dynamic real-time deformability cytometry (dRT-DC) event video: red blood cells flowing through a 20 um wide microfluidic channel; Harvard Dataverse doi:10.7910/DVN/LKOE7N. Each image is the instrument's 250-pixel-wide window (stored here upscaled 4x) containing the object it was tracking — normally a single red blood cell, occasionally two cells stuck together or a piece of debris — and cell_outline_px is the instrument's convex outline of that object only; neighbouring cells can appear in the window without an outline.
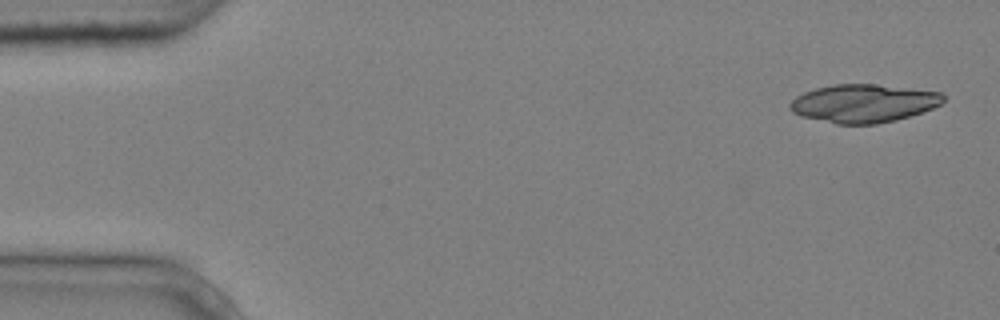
{"species": "common noctule bat (a hibernating species)", "species_latin": "Nyctalus noctula", "temperature_condition": "cold", "stored_images_in_passage": 10, "camera_frame_rate_fps": 3000, "um_per_image_px": 0.085, "animal": {"sex": "male", "body_mass_g": 20.4}, "frame": {"image": 1, "passage_image": 1, "time_ms": 0.0, "image_size_px": [1000, 320], "cell_outline_px": [[944, 100], [940, 104], [932, 108], [896, 120], [876, 124], [836, 124], [800, 116], [792, 112], [788, 108], [788, 104], [796, 96], [804, 92], [816, 88], [832, 84], [876, 84], [940, 92], [944, 96]], "centroid_in_image_um": [73.34, 8.78], "position_along_channel_um": 11.7, "area_um2": 34.1}}
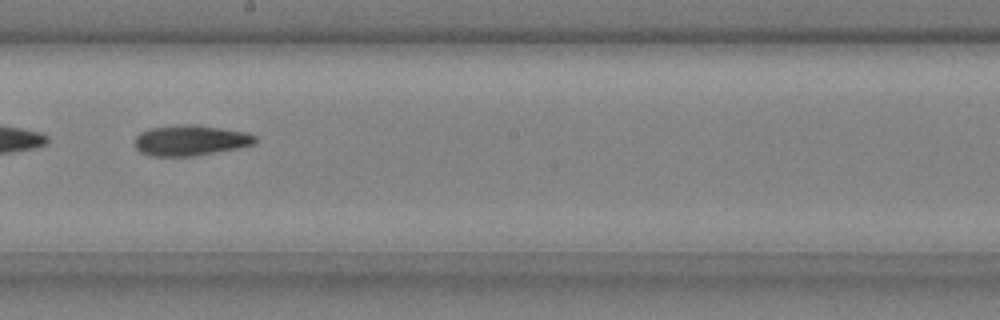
{"frame": {"image": 2, "passage_image": 9, "time_ms": 2.667, "image_size_px": [1000, 320], "cell_outline_px": [[256, 144], [216, 152], [192, 156], [152, 156], [140, 152], [136, 148], [136, 136], [140, 132], [148, 128], [184, 124], [188, 124], [220, 128], [248, 132], [256, 136]], "centroid_in_image_um": [16.19, 11.93], "position_along_channel_um": 232.0, "area_um2": 21.33}}
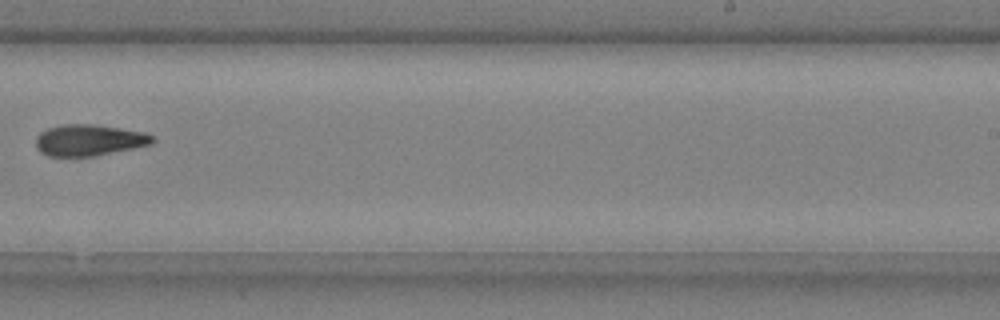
{"frame": {"image": 3, "passage_image": 10, "time_ms": 3.0, "image_size_px": [1000, 320], "cell_outline_px": [[156, 140], [152, 144], [96, 156], [48, 156], [40, 152], [36, 148], [36, 136], [40, 132], [48, 128], [64, 124], [96, 124], [144, 132], [152, 136]], "centroid_in_image_um": [7.56, 11.91], "position_along_channel_um": 281.4, "area_um2": 21.39}}